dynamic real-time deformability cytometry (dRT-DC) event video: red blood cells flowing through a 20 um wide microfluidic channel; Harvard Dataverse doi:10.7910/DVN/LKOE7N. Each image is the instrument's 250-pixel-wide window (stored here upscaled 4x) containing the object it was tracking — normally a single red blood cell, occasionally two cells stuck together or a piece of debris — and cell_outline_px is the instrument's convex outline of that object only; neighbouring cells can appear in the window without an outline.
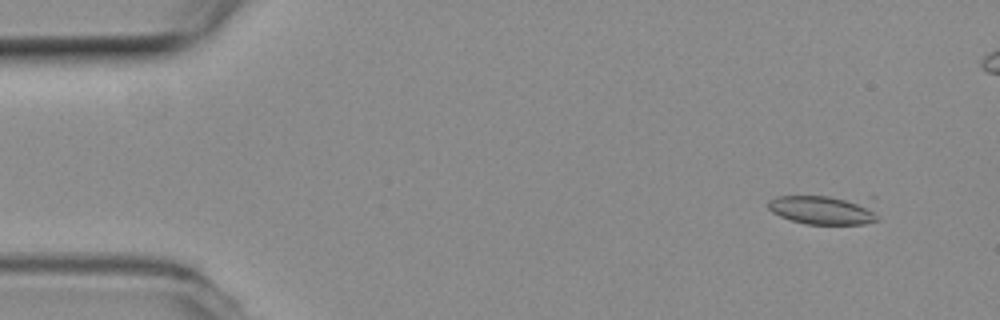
{"species": "common noctule bat (a hibernating species)", "species_latin": "Nyctalus noctula", "temperature_condition": "room temperature", "stored_images_in_passage": 14, "camera_frame_rate_fps": 3000, "um_per_image_px": 0.085, "animal": {"sex": "female", "body_mass_g": 19.3, "forearm_length_mm": 54.1}, "frame": {"image": 1, "passage_image": 3, "time_ms": 0.667, "image_size_px": [1000, 320], "cell_outline_px": [[880, 220], [864, 224], [804, 224], [780, 216], [772, 212], [768, 208], [768, 200], [776, 196], [876, 196]], "centroid_in_image_um": [70.25, 17.79], "position_along_channel_um": 14.7, "area_um2": 20.29}}